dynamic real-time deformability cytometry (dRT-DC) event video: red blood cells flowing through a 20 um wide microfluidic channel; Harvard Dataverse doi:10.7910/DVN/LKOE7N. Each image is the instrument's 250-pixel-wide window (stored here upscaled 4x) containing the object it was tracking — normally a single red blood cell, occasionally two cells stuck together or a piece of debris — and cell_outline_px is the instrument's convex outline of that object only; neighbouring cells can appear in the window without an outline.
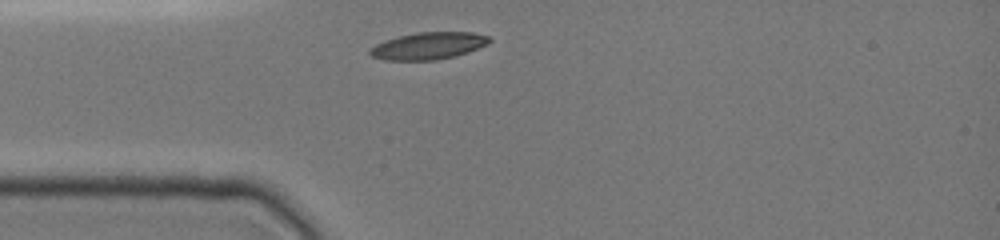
{"species": "common noctule bat (a hibernating species)", "species_latin": "Nyctalus noctula", "temperature_condition": "cold", "stored_images_in_passage": 11, "camera_frame_rate_fps": 3000, "um_per_image_px": 0.085, "animal": {"sex": "female", "body_mass_g": 19.0, "forearm_length_mm": 51.5}, "frame": {"image": 1, "passage_image": 1, "time_ms": 0.0, "image_size_px": [1000, 240], "cell_outline_px": [[492, 40], [488, 44], [468, 52], [436, 60], [384, 60], [372, 56], [368, 52], [376, 44], [384, 40], [416, 32], [472, 32], [488, 36]], "centroid_in_image_um": [36.42, 3.89], "position_along_channel_um": 48.6, "area_um2": 18.73}}
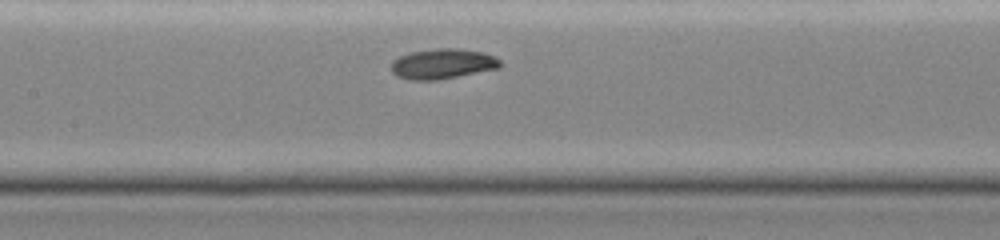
{"frame": {"image": 2, "passage_image": 7, "time_ms": 3.333, "image_size_px": [1000, 240], "cell_outline_px": [[500, 68], [440, 80], [408, 80], [396, 76], [392, 72], [392, 60], [400, 56], [412, 52], [436, 48], [460, 48], [484, 52], [496, 56], [500, 60]], "centroid_in_image_um": [37.64, 5.43], "position_along_channel_um": 169.8, "area_um2": 19.42}}
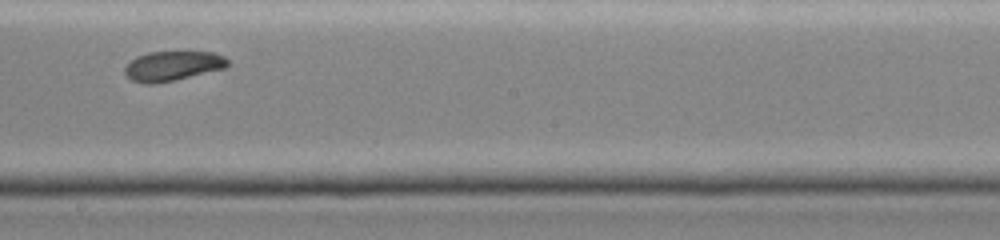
{"frame": {"image": 3, "passage_image": 10, "time_ms": 5.0, "image_size_px": [1000, 240], "cell_outline_px": [[228, 64], [224, 68], [156, 84], [144, 84], [132, 80], [124, 72], [124, 68], [136, 56], [148, 52], [212, 52], [224, 56], [228, 60]], "centroid_in_image_um": [14.64, 5.6], "position_along_channel_um": 233.6, "area_um2": 17.57}}